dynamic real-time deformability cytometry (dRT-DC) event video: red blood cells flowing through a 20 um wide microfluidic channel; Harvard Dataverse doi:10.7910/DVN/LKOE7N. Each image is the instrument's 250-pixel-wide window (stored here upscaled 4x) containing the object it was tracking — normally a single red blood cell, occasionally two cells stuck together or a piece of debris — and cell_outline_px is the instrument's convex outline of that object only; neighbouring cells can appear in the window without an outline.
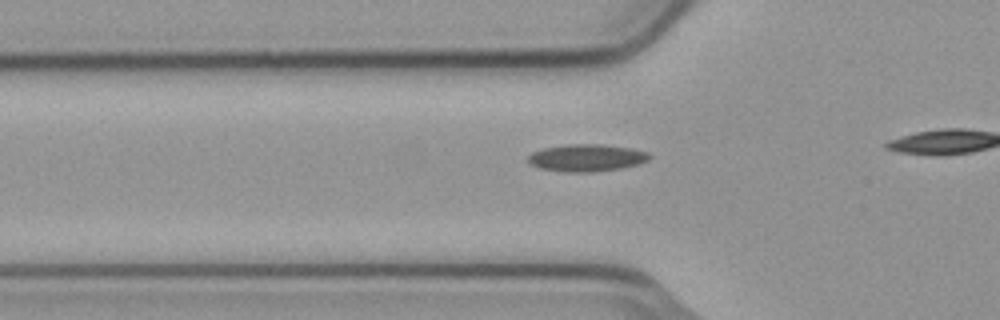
{"species": "common noctule bat (a hibernating species)", "species_latin": "Nyctalus noctula", "temperature_condition": "cold", "stored_images_in_passage": 10, "camera_frame_rate_fps": 3000, "um_per_image_px": 0.085, "animal": {"sex": "male", "body_mass_g": 23.1, "forearm_length_mm": 52.7}, "frame": {"image": 1, "passage_image": 4, "time_ms": 1.0, "image_size_px": [1000, 320], "cell_outline_px": [[652, 156], [648, 160], [640, 164], [620, 168], [592, 172], [560, 172], [540, 168], [532, 164], [528, 160], [528, 156], [532, 152], [544, 148], [568, 144], [600, 144], [632, 148], [648, 152]], "centroid_in_image_um": [49.89, 13.41], "position_along_channel_um": 75.9, "area_um2": 19.31}}
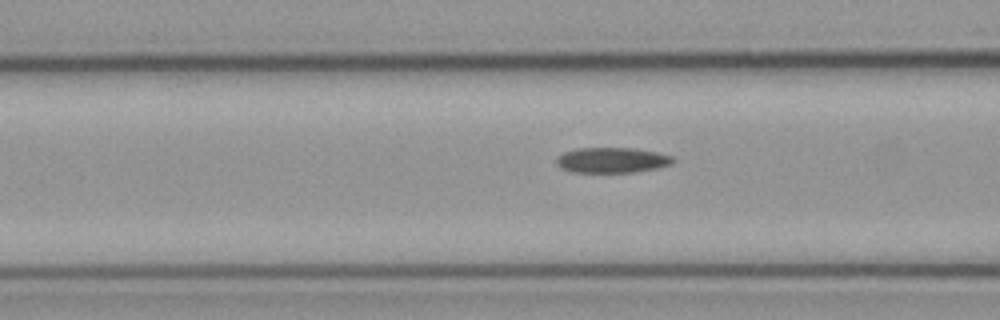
{"frame": {"image": 2, "passage_image": 7, "time_ms": 2.0, "image_size_px": [1000, 320], "cell_outline_px": [[676, 160], [672, 164], [656, 168], [632, 172], [572, 172], [560, 168], [556, 164], [556, 156], [564, 152], [576, 148], [632, 148], [656, 152], [672, 156]], "centroid_in_image_um": [51.98, 13.61], "position_along_channel_um": 114.6, "area_um2": 17.28}}